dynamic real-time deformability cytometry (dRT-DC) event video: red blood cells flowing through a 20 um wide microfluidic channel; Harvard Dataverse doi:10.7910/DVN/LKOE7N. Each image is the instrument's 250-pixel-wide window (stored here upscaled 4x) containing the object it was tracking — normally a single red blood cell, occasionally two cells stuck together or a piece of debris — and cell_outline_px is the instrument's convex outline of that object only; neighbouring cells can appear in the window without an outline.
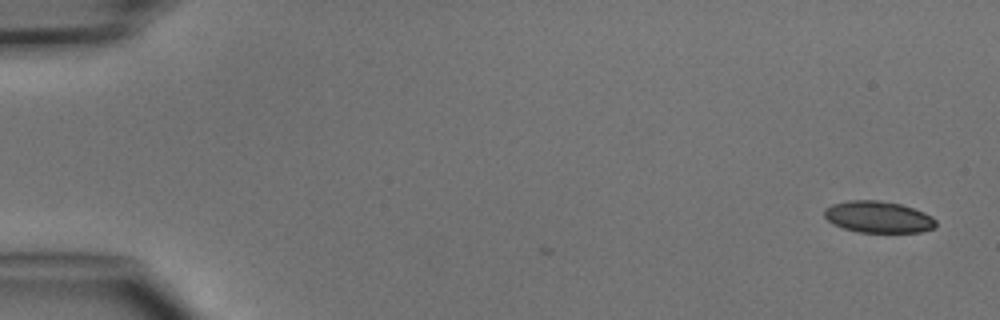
{"species": "common noctule bat (a hibernating species)", "species_latin": "Nyctalus noctula", "temperature_condition": "cold", "stored_images_in_passage": 4, "camera_frame_rate_fps": 3000, "um_per_image_px": 0.085, "animal": {"sex": "male", "body_mass_g": 15.6}, "frame": {"image": 1, "passage_image": 1, "time_ms": 0.0, "image_size_px": [1000, 320], "cell_outline_px": [[936, 228], [920, 232], [860, 232], [844, 228], [832, 224], [824, 216], [824, 208], [832, 204], [848, 200], [876, 200], [900, 204], [924, 212], [932, 216], [936, 220]], "centroid_in_image_um": [74.65, 18.44], "position_along_channel_um": 10.4, "area_um2": 20.58}}